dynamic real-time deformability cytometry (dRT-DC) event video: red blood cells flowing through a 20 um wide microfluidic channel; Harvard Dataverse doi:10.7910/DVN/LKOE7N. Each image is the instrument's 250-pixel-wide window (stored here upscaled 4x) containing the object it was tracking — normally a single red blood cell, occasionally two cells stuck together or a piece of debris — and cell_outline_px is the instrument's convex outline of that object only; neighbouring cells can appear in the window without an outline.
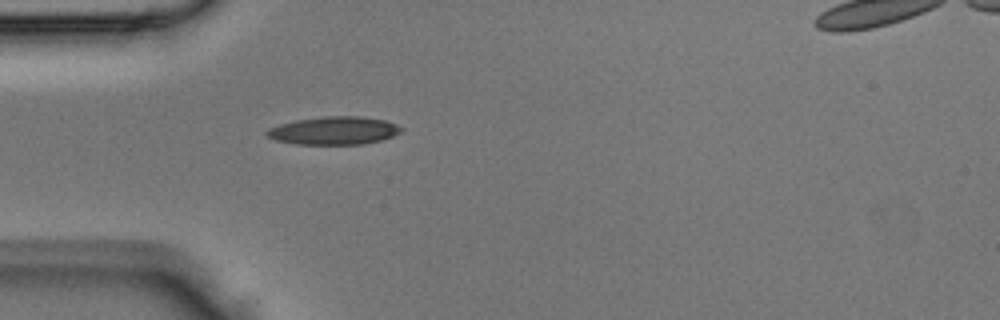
{"species": "Egyptian fruit bat (a non-hibernating species)", "species_latin": "Rousettus aegyptiacus", "temperature_condition": "room temperature", "stored_images_in_passage": 32, "segment_of_instrument_passage": [1, 2], "camera_frame_rate_fps": 3000, "um_per_image_px": 0.085, "animal": {"sex": "male"}, "frame": {"image": 1, "passage_image": 1, "time_ms": 0.0, "image_size_px": [1000, 320], "cell_outline_px": [[404, 128], [400, 132], [392, 136], [380, 140], [364, 144], [296, 144], [276, 140], [268, 136], [264, 132], [268, 128], [280, 124], [296, 120], [324, 116], [360, 116], [384, 120], [396, 124]], "centroid_in_image_um": [28.38, 11.1], "position_along_channel_um": 56.6, "area_um2": 21.85}}
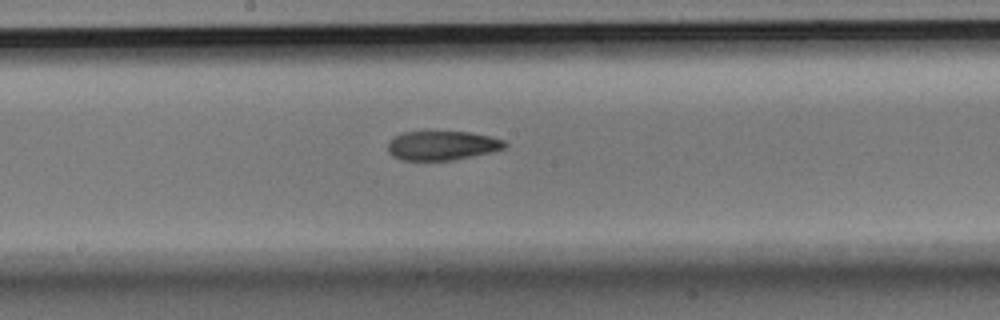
{"frame": {"image": 2, "passage_image": 11, "time_ms": 3.333, "image_size_px": [1000, 320], "cell_outline_px": [[508, 144], [504, 148], [492, 152], [452, 160], [400, 160], [392, 156], [388, 152], [388, 140], [404, 132], [468, 132], [488, 136], [504, 140]], "centroid_in_image_um": [37.56, 12.38], "position_along_channel_um": 210.6, "area_um2": 19.83}}
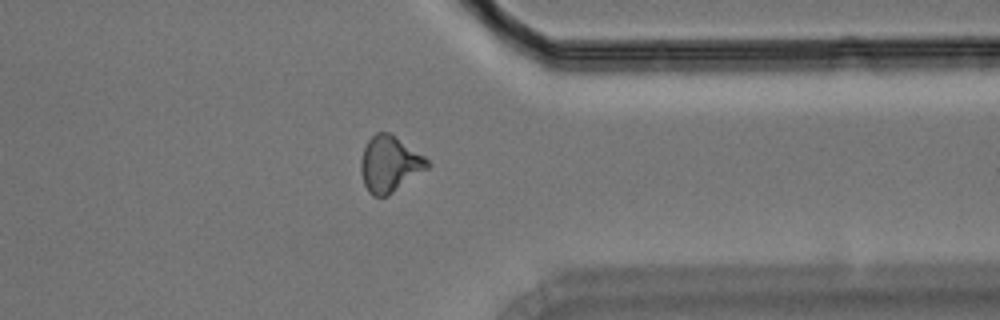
{"frame": {"image": 3, "passage_image": 22, "time_ms": 7.0, "image_size_px": [1000, 320], "cell_outline_px": [[432, 164], [428, 168], [388, 196], [372, 196], [368, 192], [364, 184], [360, 172], [360, 160], [364, 148], [368, 140], [376, 132], [388, 132], [396, 136], [424, 156]], "centroid_in_image_um": [33.11, 13.95], "position_along_channel_um": 378.3, "area_um2": 21.79}}